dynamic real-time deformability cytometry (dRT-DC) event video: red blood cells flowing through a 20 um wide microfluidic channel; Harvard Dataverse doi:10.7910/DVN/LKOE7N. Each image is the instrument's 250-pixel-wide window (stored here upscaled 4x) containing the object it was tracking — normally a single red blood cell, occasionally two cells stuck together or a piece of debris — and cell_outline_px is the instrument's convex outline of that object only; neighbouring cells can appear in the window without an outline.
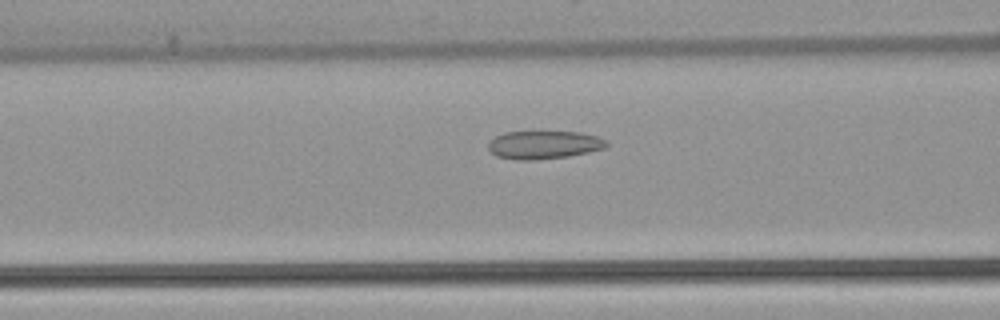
{"species": "common noctule bat (a hibernating species)", "species_latin": "Nyctalus noctula", "temperature_condition": "warm", "stored_images_in_passage": 37, "camera_frame_rate_fps": 3000, "um_per_image_px": 0.085, "animal": {"sex": "female", "body_mass_g": 22.7, "forearm_length_mm": 54.2}, "frame": {"image": 1, "passage_image": 13, "time_ms": 4.0, "image_size_px": [1000, 320], "cell_outline_px": [[608, 144], [604, 148], [588, 152], [568, 156], [532, 160], [516, 160], [496, 156], [488, 148], [488, 144], [496, 136], [504, 132], [580, 132], [596, 136], [608, 140]], "centroid_in_image_um": [46.24, 12.31], "position_along_channel_um": 120.4, "area_um2": 19.25}}
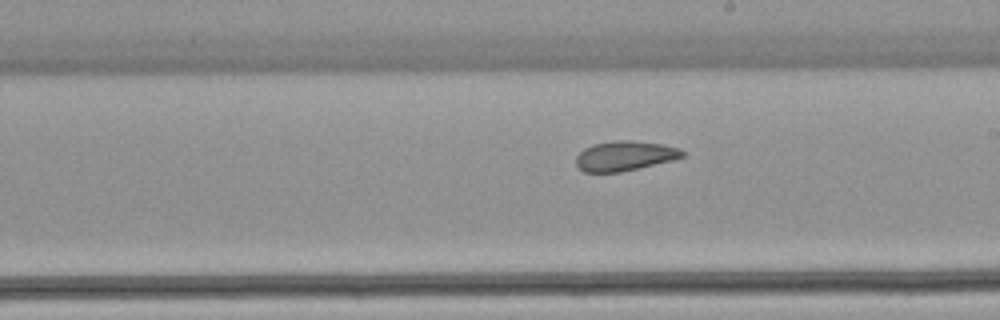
{"frame": {"image": 2, "passage_image": 22, "time_ms": 7.0, "image_size_px": [1000, 320], "cell_outline_px": [[684, 156], [672, 160], [620, 172], [584, 172], [576, 164], [576, 156], [584, 148], [592, 144], [612, 140], [632, 140], [660, 144], [680, 148], [684, 152]], "centroid_in_image_um": [53.08, 13.24], "position_along_channel_um": 235.9, "area_um2": 18.38}}
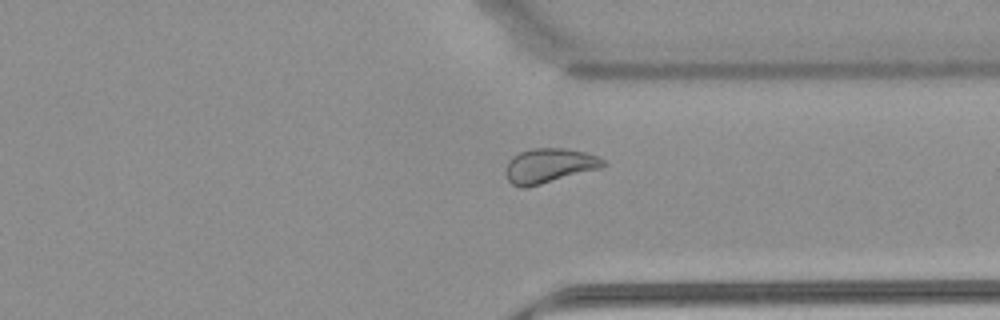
{"frame": {"image": 3, "passage_image": 32, "time_ms": 10.333, "image_size_px": [1000, 320], "cell_outline_px": [[608, 164], [600, 168], [540, 184], [524, 188], [512, 184], [508, 180], [504, 172], [508, 160], [512, 156], [520, 152], [532, 148], [568, 148], [584, 152], [596, 156], [604, 160]], "centroid_in_image_um": [46.65, 14.07], "position_along_channel_um": 364.8, "area_um2": 19.59}}